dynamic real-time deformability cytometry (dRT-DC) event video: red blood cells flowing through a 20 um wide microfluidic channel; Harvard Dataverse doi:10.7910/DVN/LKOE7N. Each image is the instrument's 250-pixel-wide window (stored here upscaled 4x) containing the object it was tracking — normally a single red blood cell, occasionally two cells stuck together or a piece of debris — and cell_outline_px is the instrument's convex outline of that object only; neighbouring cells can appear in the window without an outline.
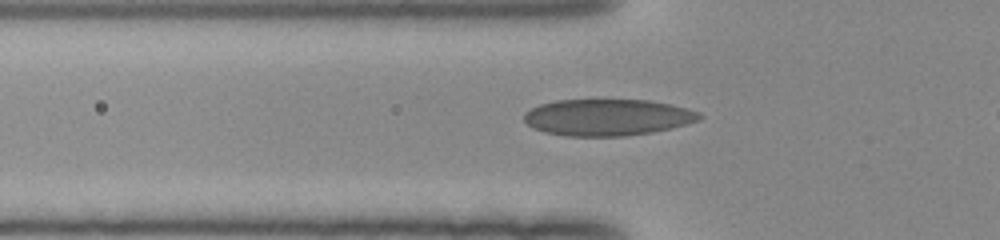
{"species": "human", "species_latin": "Homo sapiens", "temperature_condition": "room temperature", "stored_images_in_passage": 40, "camera_frame_rate_fps": 3000, "um_per_image_px": 0.085, "donor": {"sex": "female"}, "frame": {"image": 1, "passage_image": 11, "time_ms": 3.333, "image_size_px": [1000, 240], "cell_outline_px": [[704, 116], [700, 120], [652, 132], [624, 136], [568, 136], [544, 132], [532, 128], [524, 120], [524, 112], [540, 104], [556, 100], [648, 100], [672, 104], [700, 112]], "centroid_in_image_um": [51.63, 9.97], "position_along_channel_um": 74.2, "area_um2": 37.34}}
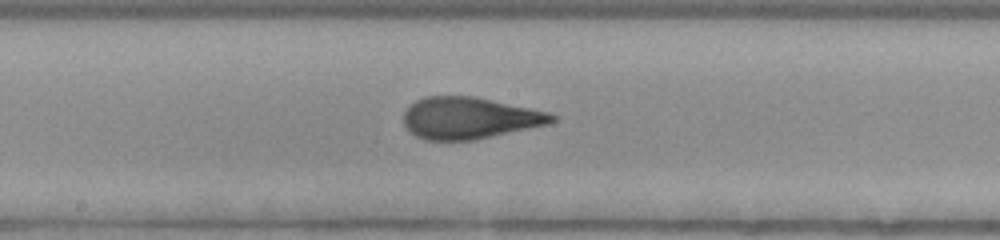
{"frame": {"image": 2, "passage_image": 21, "time_ms": 6.667, "image_size_px": [1000, 240], "cell_outline_px": [[556, 120], [548, 124], [492, 136], [472, 140], [424, 140], [416, 136], [404, 124], [404, 112], [416, 100], [424, 96], [472, 96], [548, 112], [556, 116]], "centroid_in_image_um": [39.88, 10.03], "position_along_channel_um": 208.3, "area_um2": 35.55}}
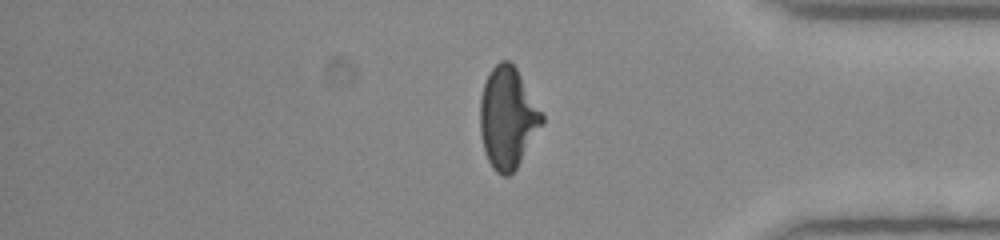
{"frame": {"image": 3, "passage_image": 36, "time_ms": 11.667, "image_size_px": [1000, 240], "cell_outline_px": [[544, 120], [516, 168], [508, 176], [500, 176], [492, 168], [484, 152], [480, 136], [480, 100], [484, 84], [488, 72], [500, 60], [508, 60], [516, 68], [544, 116]], "centroid_in_image_um": [43.12, 10.02], "position_along_channel_um": 392.1, "area_um2": 36.18}}